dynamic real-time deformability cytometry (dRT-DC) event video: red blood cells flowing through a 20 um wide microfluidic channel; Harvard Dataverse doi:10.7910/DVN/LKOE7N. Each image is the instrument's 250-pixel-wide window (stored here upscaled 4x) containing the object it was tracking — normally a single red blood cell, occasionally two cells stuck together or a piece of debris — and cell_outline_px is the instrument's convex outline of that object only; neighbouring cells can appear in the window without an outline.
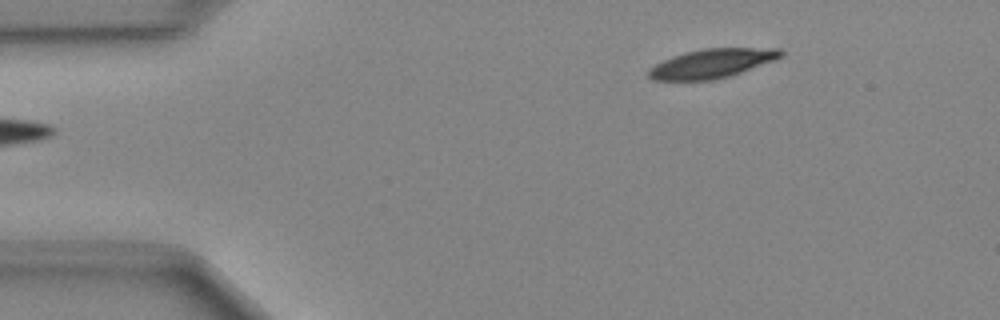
{"species": "Egyptian fruit bat (a non-hibernating species)", "species_latin": "Rousettus aegyptiacus", "temperature_condition": "cold", "stored_images_in_passage": 43, "camera_frame_rate_fps": 3000, "um_per_image_px": 0.085, "animal": {"sex": "female"}, "frame": {"image": 1, "passage_image": 1, "time_ms": 0.0, "image_size_px": [1000, 320], "cell_outline_px": [[784, 56], [776, 60], [728, 76], [712, 80], [652, 80], [648, 76], [648, 68], [672, 56], [704, 48], [780, 48], [784, 52]], "centroid_in_image_um": [60.54, 5.38], "position_along_channel_um": 24.5, "area_um2": 22.31}}
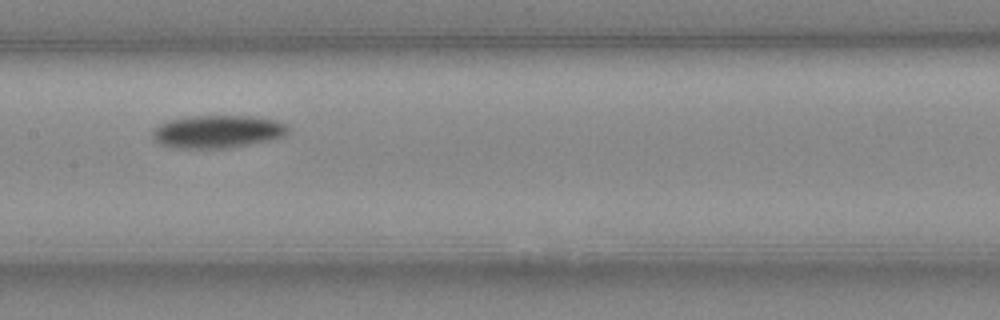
{"frame": {"image": 2, "passage_image": 18, "time_ms": 5.667, "image_size_px": [1000, 320], "cell_outline_px": [[288, 132], [284, 136], [268, 140], [228, 148], [172, 148], [160, 144], [152, 136], [152, 132], [160, 124], [168, 120], [192, 116], [256, 116], [276, 120], [284, 124], [288, 128]], "centroid_in_image_um": [18.48, 11.18], "position_along_channel_um": 188.9, "area_um2": 25.78}}
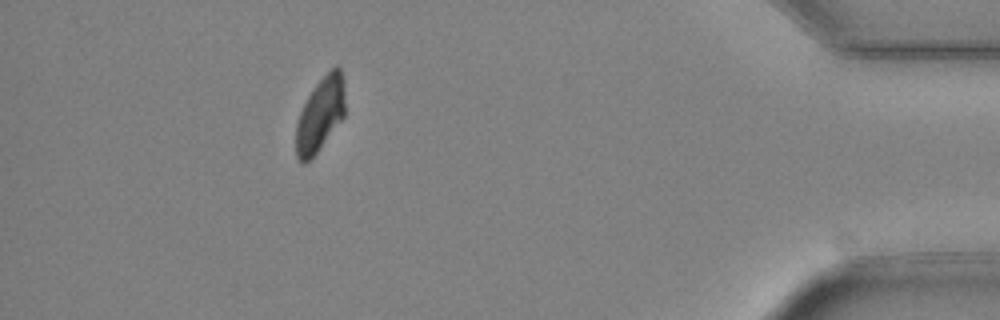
{"frame": {"image": 3, "passage_image": 38, "time_ms": 12.333, "image_size_px": [1000, 320], "cell_outline_px": [[344, 116], [316, 152], [304, 164], [296, 156], [296, 124], [300, 112], [308, 96], [316, 84], [336, 64], [340, 68], [344, 80]], "centroid_in_image_um": [27.22, 9.7], "position_along_channel_um": 408.0, "area_um2": 20.69}}